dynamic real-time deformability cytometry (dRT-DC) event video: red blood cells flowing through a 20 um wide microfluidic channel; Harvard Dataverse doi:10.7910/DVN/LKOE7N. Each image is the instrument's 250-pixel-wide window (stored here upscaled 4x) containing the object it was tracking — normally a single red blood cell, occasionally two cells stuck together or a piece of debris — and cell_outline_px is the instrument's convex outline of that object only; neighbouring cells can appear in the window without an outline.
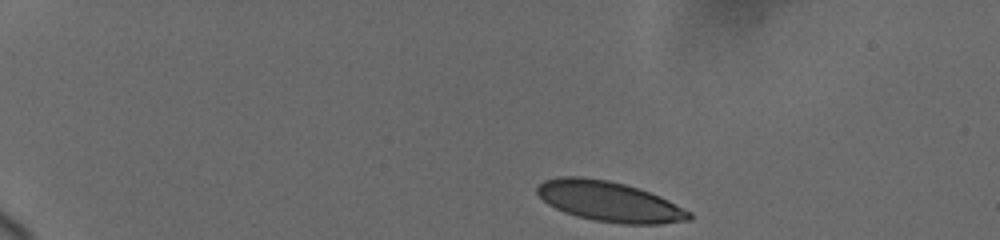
{"species": "human", "species_latin": "Homo sapiens", "temperature_condition": "cold", "stored_images_in_passage": 35, "camera_frame_rate_fps": 3000, "um_per_image_px": 0.085, "donor": {"sex": "female"}, "frame": {"image": 1, "passage_image": 1, "time_ms": 0.0, "image_size_px": [1000, 240], "cell_outline_px": [[692, 220], [660, 224], [624, 224], [592, 220], [576, 216], [564, 212], [548, 204], [536, 192], [536, 188], [544, 180], [560, 176], [580, 176], [608, 180], [624, 184], [660, 196], [692, 212]], "centroid_in_image_um": [51.8, 17.13], "position_along_channel_um": 33.2, "area_um2": 35.6}}
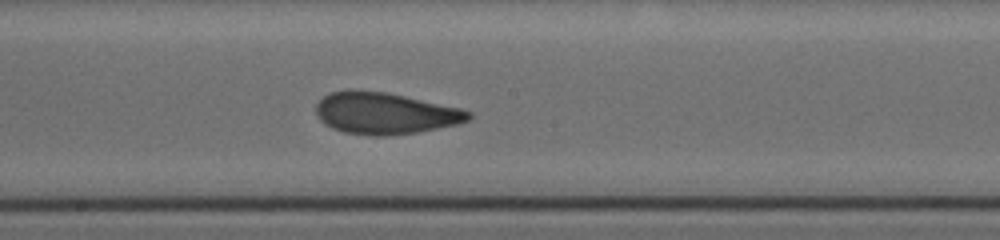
{"frame": {"image": 2, "passage_image": 16, "time_ms": 7.667, "image_size_px": [1000, 240], "cell_outline_px": [[472, 116], [468, 120], [456, 124], [416, 132], [384, 136], [372, 136], [344, 132], [332, 128], [324, 124], [320, 120], [316, 112], [316, 104], [324, 96], [332, 92], [348, 88], [384, 92], [404, 96], [460, 108], [472, 112]], "centroid_in_image_um": [32.68, 9.62], "position_along_channel_um": 215.5, "area_um2": 36.88}}
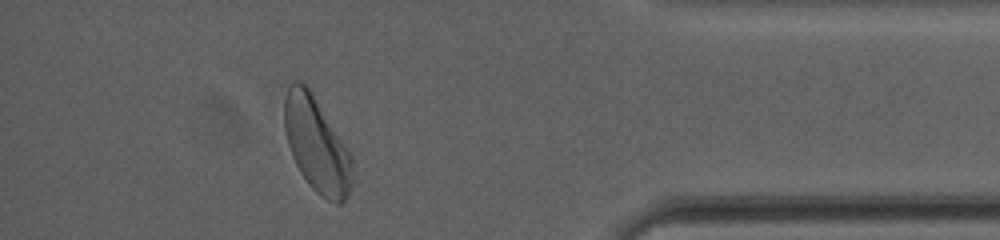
{"frame": {"image": 3, "passage_image": 29, "time_ms": 13.667, "image_size_px": [1000, 240], "cell_outline_px": [[352, 184], [344, 200], [340, 204], [336, 204], [320, 196], [312, 188], [300, 172], [292, 156], [288, 144], [284, 128], [284, 96], [288, 84], [292, 80], [300, 80], [312, 92], [352, 156]], "centroid_in_image_um": [26.89, 12.28], "position_along_channel_um": 408.3, "area_um2": 37.51}, "authors_computed_cell_mechanics": {"area_um2": 36.703, "velocity_mm_per_s": 3.6562, "shape_relaxation_time_tau1_ms": 4.6014, "shape_relaxation_time_tau2_ms": 1.1996, "deformation_change_tau1": 0.1434, "deformation_change_tau2": 0.0734}}